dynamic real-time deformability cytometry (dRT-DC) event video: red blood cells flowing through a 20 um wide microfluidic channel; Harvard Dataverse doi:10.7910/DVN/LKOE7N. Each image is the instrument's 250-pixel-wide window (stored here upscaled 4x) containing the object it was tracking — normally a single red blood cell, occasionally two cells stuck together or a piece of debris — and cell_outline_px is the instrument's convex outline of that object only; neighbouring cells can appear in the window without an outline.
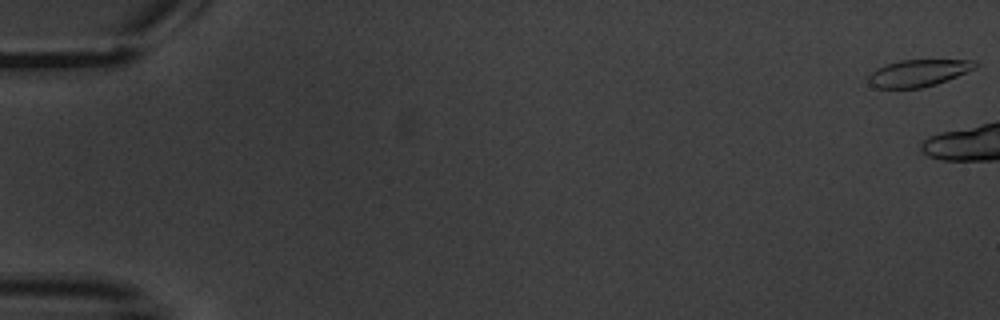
{"species": "common noctule bat (a hibernating species)", "species_latin": "Nyctalus noctula", "temperature_condition": "warm", "stored_images_in_passage": 3, "camera_frame_rate_fps": 3000, "um_per_image_px": 0.085, "animal": {"sex": "male", "body_mass_g": 20.1, "forearm_length_mm": 53.5}, "frame": {"image": 1, "passage_image": 1, "time_ms": 0.0, "image_size_px": [1000, 320], "cell_outline_px": [[976, 68], [936, 84], [920, 88], [876, 88], [868, 84], [868, 76], [876, 68], [900, 60], [972, 60], [976, 64]], "centroid_in_image_um": [78.01, 6.21], "position_along_channel_um": 7.0, "area_um2": 16.59}}